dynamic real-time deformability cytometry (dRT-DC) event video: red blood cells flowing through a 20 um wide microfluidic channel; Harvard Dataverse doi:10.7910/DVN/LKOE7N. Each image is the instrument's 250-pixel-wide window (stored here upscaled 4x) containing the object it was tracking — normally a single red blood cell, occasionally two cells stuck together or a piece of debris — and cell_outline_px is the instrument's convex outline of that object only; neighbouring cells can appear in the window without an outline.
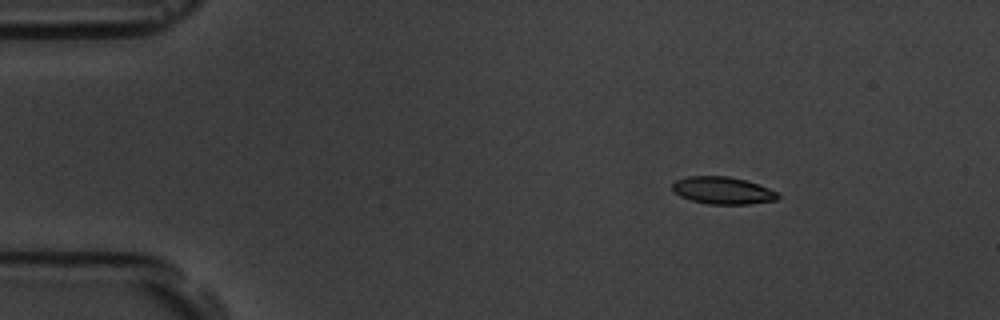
{"species": "common noctule bat (a hibernating species)", "species_latin": "Nyctalus noctula", "temperature_condition": "room temperature", "stored_images_in_passage": 6, "camera_frame_rate_fps": 3000, "um_per_image_px": 0.085, "animal": {"sex": "male", "body_mass_g": 19.5, "forearm_length_mm": 54.6}, "frame": {"image": 1, "passage_image": 3, "time_ms": 2.0, "image_size_px": [1000, 320], "cell_outline_px": [[780, 196], [776, 200], [752, 204], [708, 204], [692, 200], [680, 196], [672, 188], [672, 184], [676, 180], [688, 176], [728, 176], [744, 180], [768, 188], [776, 192]], "centroid_in_image_um": [61.43, 16.19], "position_along_channel_um": 23.6, "area_um2": 16.59}}
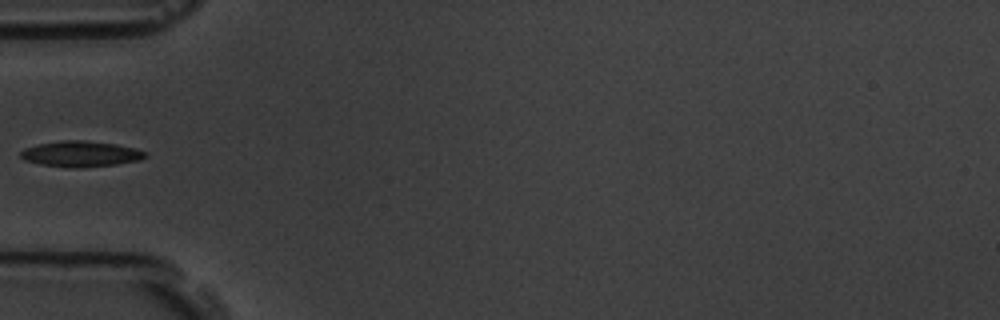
{"frame": {"image": 2, "passage_image": 6, "time_ms": 5.667, "image_size_px": [1000, 320], "cell_outline_px": [[148, 156], [140, 160], [116, 164], [80, 168], [72, 168], [40, 164], [24, 160], [20, 156], [20, 152], [24, 148], [40, 144], [60, 140], [84, 140], [116, 144], [136, 148], [148, 152]], "centroid_in_image_um": [6.89, 13.08], "position_along_channel_um": 78.1, "area_um2": 18.84}}